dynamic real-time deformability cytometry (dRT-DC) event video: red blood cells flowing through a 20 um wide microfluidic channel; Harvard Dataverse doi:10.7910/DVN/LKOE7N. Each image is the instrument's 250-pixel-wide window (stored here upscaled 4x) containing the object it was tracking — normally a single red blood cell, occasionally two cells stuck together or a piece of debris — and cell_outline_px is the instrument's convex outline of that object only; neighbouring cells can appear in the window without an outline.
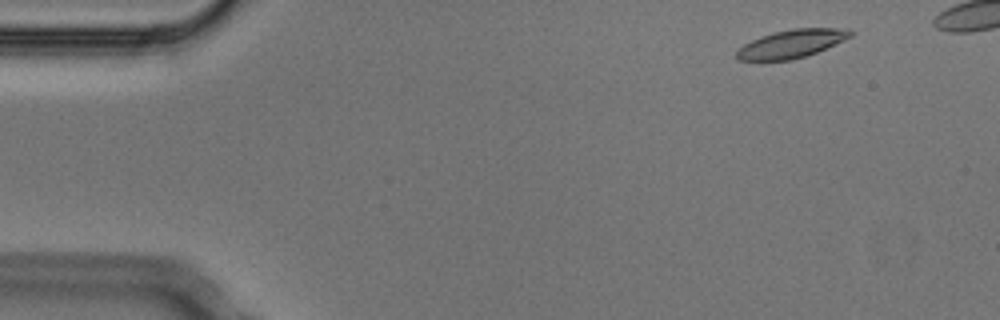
{"species": "Egyptian fruit bat (a non-hibernating species)", "species_latin": "Rousettus aegyptiacus", "temperature_condition": "cold", "stored_images_in_passage": 3, "camera_frame_rate_fps": 3000, "um_per_image_px": 0.085, "animal": {"sex": "male"}, "frame": {"image": 1, "passage_image": 1, "time_ms": 0.0, "image_size_px": [1000, 320], "cell_outline_px": [[856, 32], [852, 36], [844, 40], [816, 52], [792, 60], [740, 60], [736, 56], [736, 52], [744, 44], [760, 36], [772, 32], [792, 28], [840, 28]], "centroid_in_image_um": [67.29, 3.7], "position_along_channel_um": 17.7, "area_um2": 18.55}}